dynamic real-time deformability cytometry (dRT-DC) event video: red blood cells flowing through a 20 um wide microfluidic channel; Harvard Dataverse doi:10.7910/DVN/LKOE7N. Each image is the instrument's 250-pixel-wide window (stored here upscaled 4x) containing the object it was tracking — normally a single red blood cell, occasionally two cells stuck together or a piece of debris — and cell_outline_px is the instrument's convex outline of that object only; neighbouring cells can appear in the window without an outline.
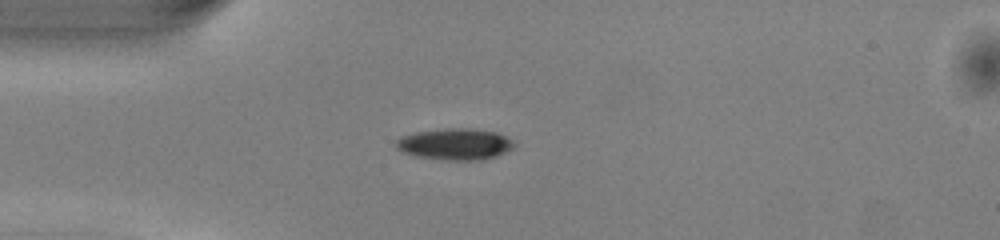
{"species": "common noctule bat (a hibernating species)", "species_latin": "Nyctalus noctula", "temperature_condition": "warm", "stored_images_in_passage": 38, "camera_frame_rate_fps": 3000, "um_per_image_px": 0.085, "animal": {"sex": "male", "body_mass_g": 13.0, "forearm_length_mm": 53.1}, "frame": {"image": 1, "passage_image": 1, "time_ms": 0.0, "image_size_px": [1000, 240], "cell_outline_px": [[516, 144], [512, 148], [496, 156], [484, 160], [440, 160], [416, 156], [404, 152], [396, 148], [396, 140], [404, 136], [416, 132], [444, 128], [472, 128], [496, 132], [512, 140]], "centroid_in_image_um": [38.69, 12.25], "position_along_channel_um": 46.3, "area_um2": 21.62}}
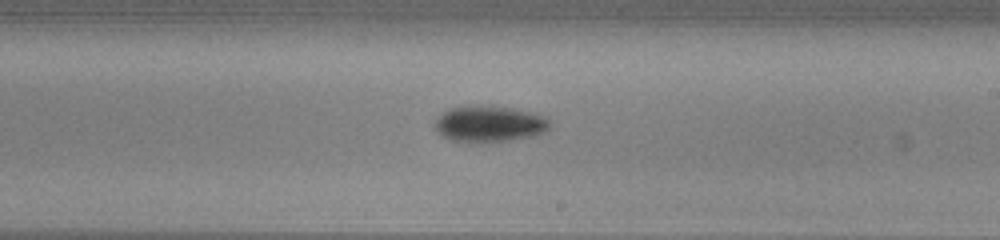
{"frame": {"image": 2, "passage_image": 17, "time_ms": 5.333, "image_size_px": [1000, 240], "cell_outline_px": [[552, 124], [544, 132], [532, 136], [508, 140], [452, 140], [436, 132], [436, 120], [444, 112], [452, 108], [472, 104], [492, 104], [532, 112], [544, 116]], "centroid_in_image_um": [41.63, 10.47], "position_along_channel_um": 247.4, "area_um2": 23.87}}
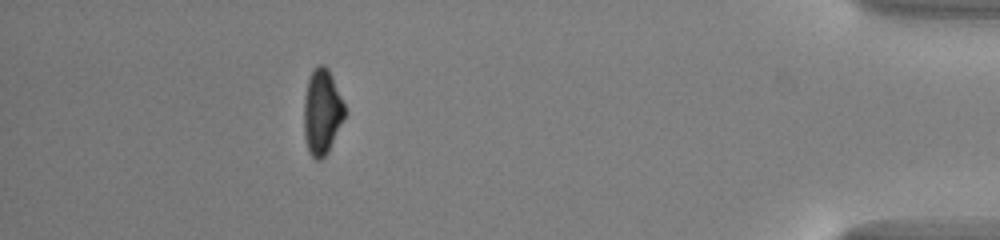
{"frame": {"image": 3, "passage_image": 33, "time_ms": 10.667, "image_size_px": [1000, 240], "cell_outline_px": [[348, 112], [328, 152], [320, 160], [316, 160], [308, 152], [304, 136], [304, 96], [308, 80], [312, 68], [316, 64], [324, 64], [328, 68]], "centroid_in_image_um": [27.38, 9.5], "position_along_channel_um": 407.8, "area_um2": 20.69}, "authors_computed_cell_mechanics": {"area_um2": 22.3108, "velocity_mm_per_s": 4.0877, "shape_relaxation_time_tau1_ms": 2.5896, "shape_relaxation_time_tau2_ms": null, "deformation_change_tau1": 0.1188, "deformation_change_tau2": null}}